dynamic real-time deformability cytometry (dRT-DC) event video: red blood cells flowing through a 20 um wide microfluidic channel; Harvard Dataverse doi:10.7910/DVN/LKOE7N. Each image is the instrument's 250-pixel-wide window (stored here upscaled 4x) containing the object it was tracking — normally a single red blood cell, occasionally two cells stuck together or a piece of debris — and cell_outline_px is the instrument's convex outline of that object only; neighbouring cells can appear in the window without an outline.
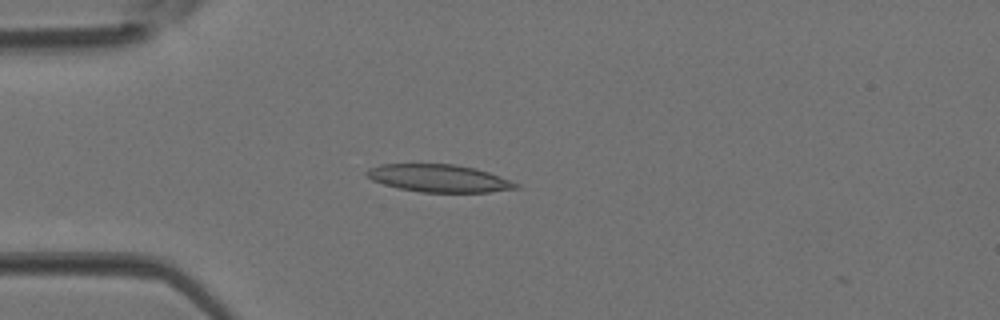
{"species": "Egyptian fruit bat (a non-hibernating species)", "species_latin": "Rousettus aegyptiacus", "temperature_condition": "room temperature", "stored_images_in_passage": 3, "camera_frame_rate_fps": 3000, "um_per_image_px": 0.085, "animal": {"sex": "female"}, "frame": {"image": 1, "passage_image": 3, "time_ms": 0.667, "image_size_px": [1000, 320], "cell_outline_px": [[520, 188], [488, 192], [420, 192], [400, 188], [384, 184], [372, 180], [364, 176], [364, 172], [368, 168], [380, 164], [456, 164], [476, 168], [488, 172], [520, 184]], "centroid_in_image_um": [37.28, 15.14], "position_along_channel_um": 47.7, "area_um2": 24.04}}